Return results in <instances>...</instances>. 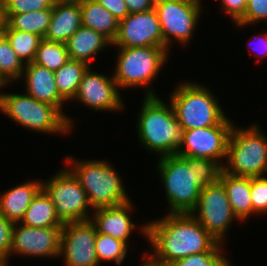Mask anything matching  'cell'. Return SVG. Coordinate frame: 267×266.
<instances>
[{
  "mask_svg": "<svg viewBox=\"0 0 267 266\" xmlns=\"http://www.w3.org/2000/svg\"><path fill=\"white\" fill-rule=\"evenodd\" d=\"M230 120L226 117L215 126L184 130L176 154L181 157L211 159L223 166L222 160L226 159L228 141L234 125Z\"/></svg>",
  "mask_w": 267,
  "mask_h": 266,
  "instance_id": "obj_12",
  "label": "cell"
},
{
  "mask_svg": "<svg viewBox=\"0 0 267 266\" xmlns=\"http://www.w3.org/2000/svg\"><path fill=\"white\" fill-rule=\"evenodd\" d=\"M85 0H60V3L81 4Z\"/></svg>",
  "mask_w": 267,
  "mask_h": 266,
  "instance_id": "obj_42",
  "label": "cell"
},
{
  "mask_svg": "<svg viewBox=\"0 0 267 266\" xmlns=\"http://www.w3.org/2000/svg\"><path fill=\"white\" fill-rule=\"evenodd\" d=\"M202 8L200 3L192 0H156L154 9L160 22L164 48L170 51L173 41L183 47L190 45Z\"/></svg>",
  "mask_w": 267,
  "mask_h": 266,
  "instance_id": "obj_10",
  "label": "cell"
},
{
  "mask_svg": "<svg viewBox=\"0 0 267 266\" xmlns=\"http://www.w3.org/2000/svg\"><path fill=\"white\" fill-rule=\"evenodd\" d=\"M250 196L253 214L264 215L267 212V177H250Z\"/></svg>",
  "mask_w": 267,
  "mask_h": 266,
  "instance_id": "obj_32",
  "label": "cell"
},
{
  "mask_svg": "<svg viewBox=\"0 0 267 266\" xmlns=\"http://www.w3.org/2000/svg\"><path fill=\"white\" fill-rule=\"evenodd\" d=\"M111 46L163 47V35L156 10L130 13L120 20L117 36Z\"/></svg>",
  "mask_w": 267,
  "mask_h": 266,
  "instance_id": "obj_16",
  "label": "cell"
},
{
  "mask_svg": "<svg viewBox=\"0 0 267 266\" xmlns=\"http://www.w3.org/2000/svg\"><path fill=\"white\" fill-rule=\"evenodd\" d=\"M118 50L113 78L119 89L147 88L145 96H156L149 87L166 64L169 51L164 47H116ZM141 86V87H140Z\"/></svg>",
  "mask_w": 267,
  "mask_h": 266,
  "instance_id": "obj_7",
  "label": "cell"
},
{
  "mask_svg": "<svg viewBox=\"0 0 267 266\" xmlns=\"http://www.w3.org/2000/svg\"><path fill=\"white\" fill-rule=\"evenodd\" d=\"M42 189V181L35 179L0 193V214L14 223L20 222L32 202Z\"/></svg>",
  "mask_w": 267,
  "mask_h": 266,
  "instance_id": "obj_20",
  "label": "cell"
},
{
  "mask_svg": "<svg viewBox=\"0 0 267 266\" xmlns=\"http://www.w3.org/2000/svg\"><path fill=\"white\" fill-rule=\"evenodd\" d=\"M81 26L80 4L53 3L51 21L43 39L65 44Z\"/></svg>",
  "mask_w": 267,
  "mask_h": 266,
  "instance_id": "obj_19",
  "label": "cell"
},
{
  "mask_svg": "<svg viewBox=\"0 0 267 266\" xmlns=\"http://www.w3.org/2000/svg\"><path fill=\"white\" fill-rule=\"evenodd\" d=\"M192 1H195V2H198V3L202 4L201 0H192Z\"/></svg>",
  "mask_w": 267,
  "mask_h": 266,
  "instance_id": "obj_46",
  "label": "cell"
},
{
  "mask_svg": "<svg viewBox=\"0 0 267 266\" xmlns=\"http://www.w3.org/2000/svg\"><path fill=\"white\" fill-rule=\"evenodd\" d=\"M4 35L10 42L12 49L24 64L33 62L38 45L42 40L39 35L30 32L17 31L12 29L9 25L4 31Z\"/></svg>",
  "mask_w": 267,
  "mask_h": 266,
  "instance_id": "obj_28",
  "label": "cell"
},
{
  "mask_svg": "<svg viewBox=\"0 0 267 266\" xmlns=\"http://www.w3.org/2000/svg\"><path fill=\"white\" fill-rule=\"evenodd\" d=\"M61 232L62 227L39 228L16 222L12 230L10 256L59 258Z\"/></svg>",
  "mask_w": 267,
  "mask_h": 266,
  "instance_id": "obj_14",
  "label": "cell"
},
{
  "mask_svg": "<svg viewBox=\"0 0 267 266\" xmlns=\"http://www.w3.org/2000/svg\"><path fill=\"white\" fill-rule=\"evenodd\" d=\"M74 158L72 155H67L65 162L67 165L69 164L67 167L79 179L92 209L116 206L132 201L122 184L121 176L110 164V161L97 159L79 161Z\"/></svg>",
  "mask_w": 267,
  "mask_h": 266,
  "instance_id": "obj_4",
  "label": "cell"
},
{
  "mask_svg": "<svg viewBox=\"0 0 267 266\" xmlns=\"http://www.w3.org/2000/svg\"><path fill=\"white\" fill-rule=\"evenodd\" d=\"M89 67L80 82L78 92L73 98L84 106L96 111H120L125 108L116 81L105 74L92 71Z\"/></svg>",
  "mask_w": 267,
  "mask_h": 266,
  "instance_id": "obj_15",
  "label": "cell"
},
{
  "mask_svg": "<svg viewBox=\"0 0 267 266\" xmlns=\"http://www.w3.org/2000/svg\"><path fill=\"white\" fill-rule=\"evenodd\" d=\"M96 227L89 221L64 223L61 232L60 256L65 266H99L96 255Z\"/></svg>",
  "mask_w": 267,
  "mask_h": 266,
  "instance_id": "obj_13",
  "label": "cell"
},
{
  "mask_svg": "<svg viewBox=\"0 0 267 266\" xmlns=\"http://www.w3.org/2000/svg\"><path fill=\"white\" fill-rule=\"evenodd\" d=\"M14 222L0 214V260L8 263L12 245V230Z\"/></svg>",
  "mask_w": 267,
  "mask_h": 266,
  "instance_id": "obj_35",
  "label": "cell"
},
{
  "mask_svg": "<svg viewBox=\"0 0 267 266\" xmlns=\"http://www.w3.org/2000/svg\"><path fill=\"white\" fill-rule=\"evenodd\" d=\"M8 26V18L5 10V3L0 0V36L4 35V31Z\"/></svg>",
  "mask_w": 267,
  "mask_h": 266,
  "instance_id": "obj_40",
  "label": "cell"
},
{
  "mask_svg": "<svg viewBox=\"0 0 267 266\" xmlns=\"http://www.w3.org/2000/svg\"><path fill=\"white\" fill-rule=\"evenodd\" d=\"M145 224L139 229L152 246L149 254L164 266L193 254L223 250L191 213H168Z\"/></svg>",
  "mask_w": 267,
  "mask_h": 266,
  "instance_id": "obj_1",
  "label": "cell"
},
{
  "mask_svg": "<svg viewBox=\"0 0 267 266\" xmlns=\"http://www.w3.org/2000/svg\"><path fill=\"white\" fill-rule=\"evenodd\" d=\"M25 64L12 49L5 35L0 36V76L9 84L20 81Z\"/></svg>",
  "mask_w": 267,
  "mask_h": 266,
  "instance_id": "obj_29",
  "label": "cell"
},
{
  "mask_svg": "<svg viewBox=\"0 0 267 266\" xmlns=\"http://www.w3.org/2000/svg\"><path fill=\"white\" fill-rule=\"evenodd\" d=\"M69 59L68 51L64 43L42 39L38 45L33 63L56 72Z\"/></svg>",
  "mask_w": 267,
  "mask_h": 266,
  "instance_id": "obj_27",
  "label": "cell"
},
{
  "mask_svg": "<svg viewBox=\"0 0 267 266\" xmlns=\"http://www.w3.org/2000/svg\"><path fill=\"white\" fill-rule=\"evenodd\" d=\"M8 85H11V84H8L1 76H0V92H1V90L2 89H4V88H8V87H6V86H8Z\"/></svg>",
  "mask_w": 267,
  "mask_h": 266,
  "instance_id": "obj_43",
  "label": "cell"
},
{
  "mask_svg": "<svg viewBox=\"0 0 267 266\" xmlns=\"http://www.w3.org/2000/svg\"><path fill=\"white\" fill-rule=\"evenodd\" d=\"M19 223L39 228L63 227L64 225L56 214L51 198L43 189L33 198Z\"/></svg>",
  "mask_w": 267,
  "mask_h": 266,
  "instance_id": "obj_24",
  "label": "cell"
},
{
  "mask_svg": "<svg viewBox=\"0 0 267 266\" xmlns=\"http://www.w3.org/2000/svg\"><path fill=\"white\" fill-rule=\"evenodd\" d=\"M128 245L109 235L96 233L95 247L98 262L113 261L115 264L121 265L128 253Z\"/></svg>",
  "mask_w": 267,
  "mask_h": 266,
  "instance_id": "obj_30",
  "label": "cell"
},
{
  "mask_svg": "<svg viewBox=\"0 0 267 266\" xmlns=\"http://www.w3.org/2000/svg\"><path fill=\"white\" fill-rule=\"evenodd\" d=\"M65 45L71 60L82 61L90 66V61L112 43L95 30L81 26Z\"/></svg>",
  "mask_w": 267,
  "mask_h": 266,
  "instance_id": "obj_21",
  "label": "cell"
},
{
  "mask_svg": "<svg viewBox=\"0 0 267 266\" xmlns=\"http://www.w3.org/2000/svg\"><path fill=\"white\" fill-rule=\"evenodd\" d=\"M7 18L14 14L41 11L53 5L52 0H3Z\"/></svg>",
  "mask_w": 267,
  "mask_h": 266,
  "instance_id": "obj_33",
  "label": "cell"
},
{
  "mask_svg": "<svg viewBox=\"0 0 267 266\" xmlns=\"http://www.w3.org/2000/svg\"><path fill=\"white\" fill-rule=\"evenodd\" d=\"M223 11L237 23L245 14L247 7L246 0H220Z\"/></svg>",
  "mask_w": 267,
  "mask_h": 266,
  "instance_id": "obj_36",
  "label": "cell"
},
{
  "mask_svg": "<svg viewBox=\"0 0 267 266\" xmlns=\"http://www.w3.org/2000/svg\"><path fill=\"white\" fill-rule=\"evenodd\" d=\"M89 67L91 66L85 62L69 59L55 72L57 89L66 101L71 102L76 96L83 75Z\"/></svg>",
  "mask_w": 267,
  "mask_h": 266,
  "instance_id": "obj_25",
  "label": "cell"
},
{
  "mask_svg": "<svg viewBox=\"0 0 267 266\" xmlns=\"http://www.w3.org/2000/svg\"><path fill=\"white\" fill-rule=\"evenodd\" d=\"M22 76L20 79L24 78L25 92L41 102L55 106L66 117L69 127L74 128V121L63 112L62 104L67 101L59 94L55 72L31 62L25 64Z\"/></svg>",
  "mask_w": 267,
  "mask_h": 266,
  "instance_id": "obj_17",
  "label": "cell"
},
{
  "mask_svg": "<svg viewBox=\"0 0 267 266\" xmlns=\"http://www.w3.org/2000/svg\"><path fill=\"white\" fill-rule=\"evenodd\" d=\"M0 112L28 129L42 134H69L72 129L66 117L53 105L41 102L25 92H0Z\"/></svg>",
  "mask_w": 267,
  "mask_h": 266,
  "instance_id": "obj_8",
  "label": "cell"
},
{
  "mask_svg": "<svg viewBox=\"0 0 267 266\" xmlns=\"http://www.w3.org/2000/svg\"><path fill=\"white\" fill-rule=\"evenodd\" d=\"M42 189L51 198L56 214L63 223L91 219L92 215L89 212L93 209L89 205L86 192L79 179L67 166L49 180H44Z\"/></svg>",
  "mask_w": 267,
  "mask_h": 266,
  "instance_id": "obj_9",
  "label": "cell"
},
{
  "mask_svg": "<svg viewBox=\"0 0 267 266\" xmlns=\"http://www.w3.org/2000/svg\"><path fill=\"white\" fill-rule=\"evenodd\" d=\"M157 96H144L136 130L142 147L160 158L177 153L183 130L171 104Z\"/></svg>",
  "mask_w": 267,
  "mask_h": 266,
  "instance_id": "obj_3",
  "label": "cell"
},
{
  "mask_svg": "<svg viewBox=\"0 0 267 266\" xmlns=\"http://www.w3.org/2000/svg\"><path fill=\"white\" fill-rule=\"evenodd\" d=\"M125 3L130 14L154 9L156 0H125Z\"/></svg>",
  "mask_w": 267,
  "mask_h": 266,
  "instance_id": "obj_38",
  "label": "cell"
},
{
  "mask_svg": "<svg viewBox=\"0 0 267 266\" xmlns=\"http://www.w3.org/2000/svg\"><path fill=\"white\" fill-rule=\"evenodd\" d=\"M132 209L131 201L116 206L96 208L90 212L92 215L90 221L98 233L109 235L128 245L129 236L137 228L130 216Z\"/></svg>",
  "mask_w": 267,
  "mask_h": 266,
  "instance_id": "obj_18",
  "label": "cell"
},
{
  "mask_svg": "<svg viewBox=\"0 0 267 266\" xmlns=\"http://www.w3.org/2000/svg\"><path fill=\"white\" fill-rule=\"evenodd\" d=\"M267 21V0H248L244 16L234 25L239 28Z\"/></svg>",
  "mask_w": 267,
  "mask_h": 266,
  "instance_id": "obj_34",
  "label": "cell"
},
{
  "mask_svg": "<svg viewBox=\"0 0 267 266\" xmlns=\"http://www.w3.org/2000/svg\"><path fill=\"white\" fill-rule=\"evenodd\" d=\"M178 84L168 103L183 131L215 126L227 117L209 87L192 81Z\"/></svg>",
  "mask_w": 267,
  "mask_h": 266,
  "instance_id": "obj_5",
  "label": "cell"
},
{
  "mask_svg": "<svg viewBox=\"0 0 267 266\" xmlns=\"http://www.w3.org/2000/svg\"><path fill=\"white\" fill-rule=\"evenodd\" d=\"M145 260L142 262L140 266H164L161 262H158L156 259H154L150 254L144 253L142 256V260Z\"/></svg>",
  "mask_w": 267,
  "mask_h": 266,
  "instance_id": "obj_41",
  "label": "cell"
},
{
  "mask_svg": "<svg viewBox=\"0 0 267 266\" xmlns=\"http://www.w3.org/2000/svg\"><path fill=\"white\" fill-rule=\"evenodd\" d=\"M0 266H8V263L0 260Z\"/></svg>",
  "mask_w": 267,
  "mask_h": 266,
  "instance_id": "obj_44",
  "label": "cell"
},
{
  "mask_svg": "<svg viewBox=\"0 0 267 266\" xmlns=\"http://www.w3.org/2000/svg\"><path fill=\"white\" fill-rule=\"evenodd\" d=\"M80 9L82 26L95 30L113 43L119 20L96 0H85L80 4Z\"/></svg>",
  "mask_w": 267,
  "mask_h": 266,
  "instance_id": "obj_23",
  "label": "cell"
},
{
  "mask_svg": "<svg viewBox=\"0 0 267 266\" xmlns=\"http://www.w3.org/2000/svg\"><path fill=\"white\" fill-rule=\"evenodd\" d=\"M261 35V36H260ZM260 35H258V37H257V40L255 41L256 42V45H258L260 48H262L261 50L260 49H258V51L260 50V52L258 53V54H260L261 53V55L262 56H260L259 55V57H261V59L262 58H264V57H266L267 58V33H264V34H260ZM252 38H253V40H255V36H252ZM252 42V41H251ZM249 44H251V43H249ZM258 46H255L256 48L258 47ZM250 49V51H251V46L249 47ZM254 49V48H253ZM256 50V49H255ZM262 51V52H261ZM256 52L254 51V54H255Z\"/></svg>",
  "mask_w": 267,
  "mask_h": 266,
  "instance_id": "obj_39",
  "label": "cell"
},
{
  "mask_svg": "<svg viewBox=\"0 0 267 266\" xmlns=\"http://www.w3.org/2000/svg\"><path fill=\"white\" fill-rule=\"evenodd\" d=\"M219 181L226 189L228 200L234 214L240 222H245L253 215L250 196V177L233 176L222 170Z\"/></svg>",
  "mask_w": 267,
  "mask_h": 266,
  "instance_id": "obj_22",
  "label": "cell"
},
{
  "mask_svg": "<svg viewBox=\"0 0 267 266\" xmlns=\"http://www.w3.org/2000/svg\"><path fill=\"white\" fill-rule=\"evenodd\" d=\"M259 124L233 125L223 171L233 176L262 177L267 173V136Z\"/></svg>",
  "mask_w": 267,
  "mask_h": 266,
  "instance_id": "obj_6",
  "label": "cell"
},
{
  "mask_svg": "<svg viewBox=\"0 0 267 266\" xmlns=\"http://www.w3.org/2000/svg\"><path fill=\"white\" fill-rule=\"evenodd\" d=\"M54 3H60V0H52Z\"/></svg>",
  "mask_w": 267,
  "mask_h": 266,
  "instance_id": "obj_45",
  "label": "cell"
},
{
  "mask_svg": "<svg viewBox=\"0 0 267 266\" xmlns=\"http://www.w3.org/2000/svg\"><path fill=\"white\" fill-rule=\"evenodd\" d=\"M105 7L119 21L129 15L128 7L125 0H96Z\"/></svg>",
  "mask_w": 267,
  "mask_h": 266,
  "instance_id": "obj_37",
  "label": "cell"
},
{
  "mask_svg": "<svg viewBox=\"0 0 267 266\" xmlns=\"http://www.w3.org/2000/svg\"><path fill=\"white\" fill-rule=\"evenodd\" d=\"M157 171L165 189L168 213H191L197 206L202 188L219 181L223 166L211 159L163 156Z\"/></svg>",
  "mask_w": 267,
  "mask_h": 266,
  "instance_id": "obj_2",
  "label": "cell"
},
{
  "mask_svg": "<svg viewBox=\"0 0 267 266\" xmlns=\"http://www.w3.org/2000/svg\"><path fill=\"white\" fill-rule=\"evenodd\" d=\"M169 266H231L222 251H207L181 258Z\"/></svg>",
  "mask_w": 267,
  "mask_h": 266,
  "instance_id": "obj_31",
  "label": "cell"
},
{
  "mask_svg": "<svg viewBox=\"0 0 267 266\" xmlns=\"http://www.w3.org/2000/svg\"><path fill=\"white\" fill-rule=\"evenodd\" d=\"M52 17L49 9L14 14L8 19V25L17 31L30 32L44 38Z\"/></svg>",
  "mask_w": 267,
  "mask_h": 266,
  "instance_id": "obj_26",
  "label": "cell"
},
{
  "mask_svg": "<svg viewBox=\"0 0 267 266\" xmlns=\"http://www.w3.org/2000/svg\"><path fill=\"white\" fill-rule=\"evenodd\" d=\"M191 214L221 244H224L233 220L240 221L234 214L226 189L220 181L202 188L197 206Z\"/></svg>",
  "mask_w": 267,
  "mask_h": 266,
  "instance_id": "obj_11",
  "label": "cell"
}]
</instances>
